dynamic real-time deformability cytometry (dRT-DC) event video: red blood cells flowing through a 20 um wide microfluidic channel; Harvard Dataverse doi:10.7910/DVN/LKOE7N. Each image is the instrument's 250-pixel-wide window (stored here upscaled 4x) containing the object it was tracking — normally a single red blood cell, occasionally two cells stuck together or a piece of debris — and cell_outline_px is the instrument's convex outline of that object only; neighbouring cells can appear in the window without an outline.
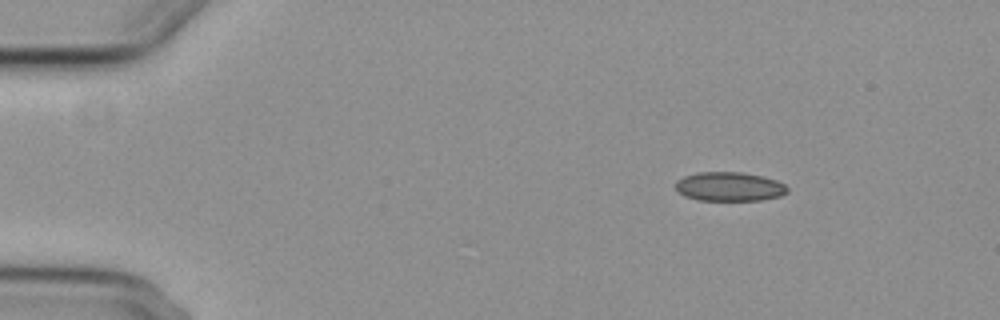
{"species": "common noctule bat (a hibernating species)", "species_latin": "Nyctalus noctula", "temperature_condition": "cold", "stored_images_in_passage": 6, "camera_frame_rate_fps": 3000, "um_per_image_px": 0.085, "animal": {"sex": "female", "body_mass_g": 29.2, "forearm_length_mm": 56.3}, "frame": {"image": 1, "passage_image": 1, "time_ms": 0.0, "image_size_px": [1000, 320], "cell_outline_px": [[788, 192], [780, 196], [760, 200], [696, 200], [684, 196], [676, 192], [676, 180], [684, 176], [696, 172], [740, 172], [760, 176], [776, 180], [784, 184], [788, 188]], "centroid_in_image_um": [61.95, 15.86], "position_along_channel_um": 23.0, "area_um2": 19.02}}
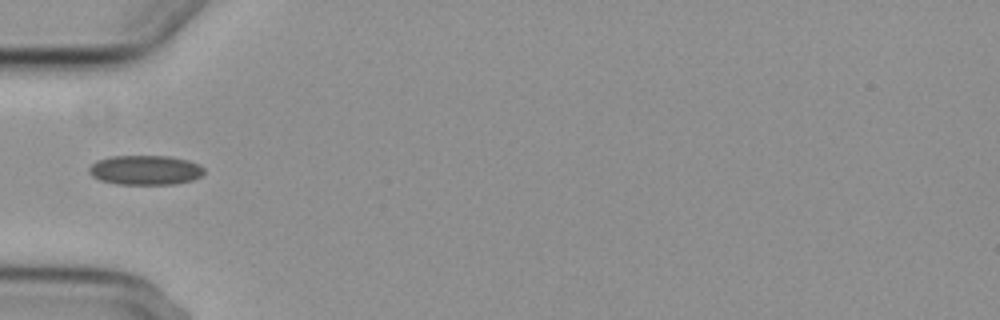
{"frame": {"image": 2, "passage_image": 4, "time_ms": 3.667, "image_size_px": [1000, 320], "cell_outline_px": [[204, 172], [200, 176], [192, 180], [176, 184], [116, 184], [100, 180], [92, 176], [88, 172], [88, 168], [96, 160], [112, 156], [168, 156], [188, 160], [200, 164], [204, 168]], "centroid_in_image_um": [12.34, 14.45], "position_along_channel_um": 72.7, "area_um2": 19.94}}
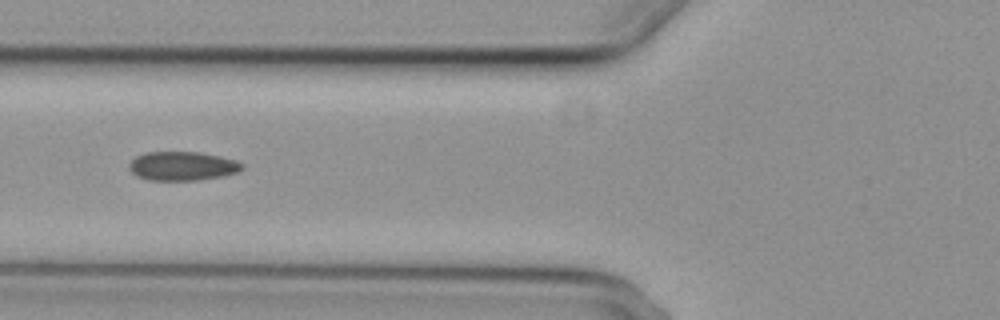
{"frame": {"image": 3, "passage_image": 5, "time_ms": 4.667, "image_size_px": [1000, 320], "cell_outline_px": [[244, 168], [236, 172], [224, 176], [196, 180], [148, 180], [136, 176], [128, 168], [128, 164], [136, 156], [144, 152], [200, 152], [220, 156], [236, 160], [244, 164]], "centroid_in_image_um": [15.49, 14.11], "position_along_channel_um": 110.3, "area_um2": 19.19}}